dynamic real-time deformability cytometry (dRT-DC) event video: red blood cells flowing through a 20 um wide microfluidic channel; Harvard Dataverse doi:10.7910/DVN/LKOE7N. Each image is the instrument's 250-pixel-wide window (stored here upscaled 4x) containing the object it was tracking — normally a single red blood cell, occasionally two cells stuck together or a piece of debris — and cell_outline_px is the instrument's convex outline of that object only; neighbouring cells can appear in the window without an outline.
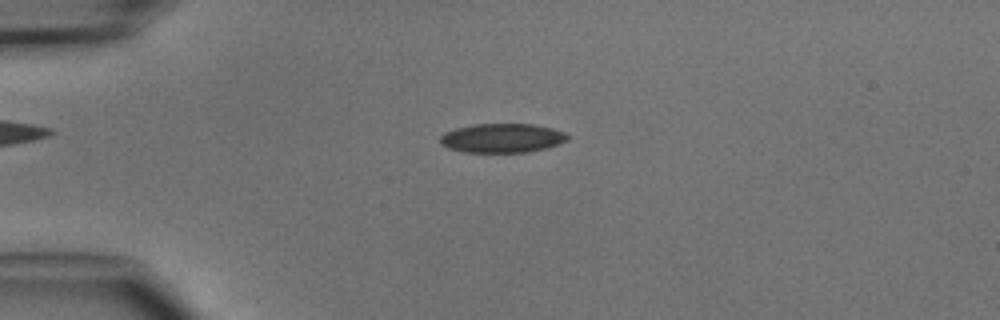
{"species": "common noctule bat (a hibernating species)", "species_latin": "Nyctalus noctula", "temperature_condition": "cold", "stored_images_in_passage": 48, "camera_frame_rate_fps": 3000, "um_per_image_px": 0.085, "animal": {"sex": "male", "body_mass_g": 15.6}, "frame": {"image": 1, "passage_image": 12, "time_ms": 3.667, "image_size_px": [1000, 320], "cell_outline_px": [[568, 140], [548, 148], [528, 152], [464, 152], [448, 148], [440, 144], [440, 136], [444, 132], [456, 128], [472, 124], [532, 124], [552, 128], [564, 132], [568, 136]], "centroid_in_image_um": [42.67, 11.74], "position_along_channel_um": 42.3, "area_um2": 21.73}}
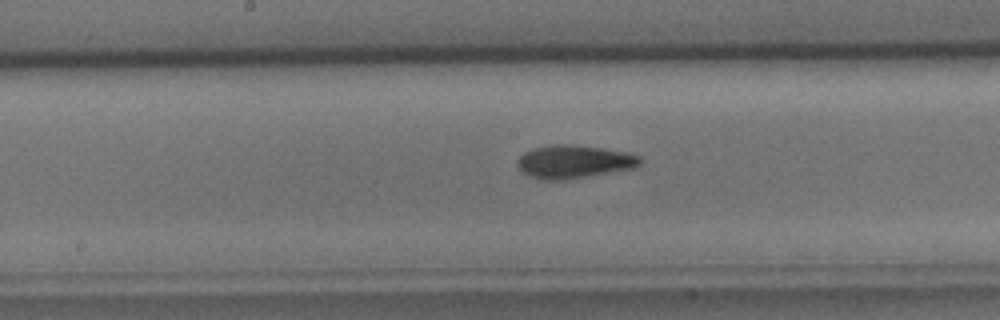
{"frame": {"image": 2, "passage_image": 25, "time_ms": 8.0, "image_size_px": [1000, 320], "cell_outline_px": [[644, 160], [640, 164], [632, 168], [564, 180], [548, 180], [532, 176], [524, 172], [516, 164], [516, 160], [524, 152], [532, 148], [556, 144], [572, 144], [604, 148], [628, 152], [640, 156]], "centroid_in_image_um": [48.8, 13.72], "position_along_channel_um": 199.4, "area_um2": 23.58}}
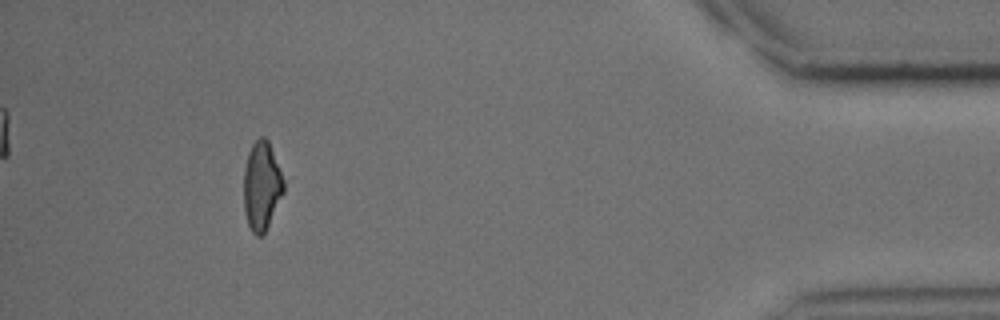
{"frame": {"image": 3, "passage_image": 44, "time_ms": 14.333, "image_size_px": [1000, 320], "cell_outline_px": [[284, 192], [264, 232], [260, 236], [256, 236], [252, 232], [248, 224], [244, 212], [244, 168], [248, 152], [252, 144], [260, 136], [264, 136], [268, 140], [284, 180]], "centroid_in_image_um": [22.23, 15.78], "position_along_channel_um": 413.0, "area_um2": 20.46}}